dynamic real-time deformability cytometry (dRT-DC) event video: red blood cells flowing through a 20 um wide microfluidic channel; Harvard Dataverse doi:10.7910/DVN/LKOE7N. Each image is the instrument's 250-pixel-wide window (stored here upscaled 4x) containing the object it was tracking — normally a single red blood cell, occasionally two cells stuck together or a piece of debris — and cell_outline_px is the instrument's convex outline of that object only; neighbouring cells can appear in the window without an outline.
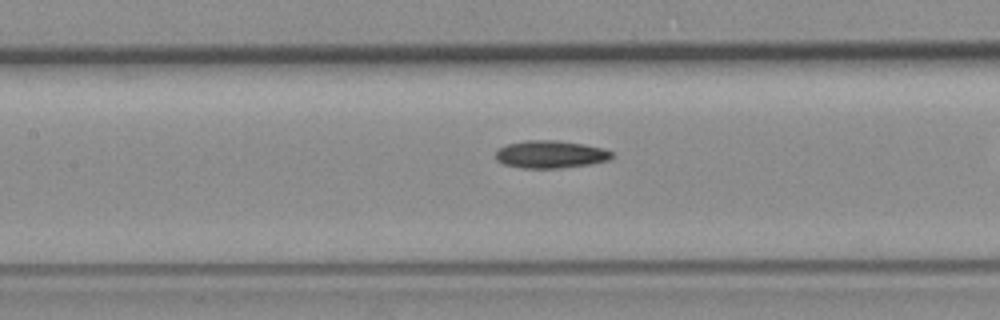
{"species": "common noctule bat (a hibernating species)", "species_latin": "Nyctalus noctula", "temperature_condition": "room temperature", "stored_images_in_passage": 29, "camera_frame_rate_fps": 3000, "um_per_image_px": 0.085, "animal": {"sex": "female", "body_mass_g": 19.3, "forearm_length_mm": 54.1}, "frame": {"image": 1, "passage_image": 21, "time_ms": 6.667, "image_size_px": [1000, 320], "cell_outline_px": [[612, 156], [608, 160], [588, 164], [560, 168], [520, 168], [504, 164], [496, 160], [496, 152], [500, 148], [508, 144], [524, 140], [556, 140], [584, 144], [604, 148], [612, 152]], "centroid_in_image_um": [46.78, 13.11], "position_along_channel_um": 160.6, "area_um2": 18.61}}